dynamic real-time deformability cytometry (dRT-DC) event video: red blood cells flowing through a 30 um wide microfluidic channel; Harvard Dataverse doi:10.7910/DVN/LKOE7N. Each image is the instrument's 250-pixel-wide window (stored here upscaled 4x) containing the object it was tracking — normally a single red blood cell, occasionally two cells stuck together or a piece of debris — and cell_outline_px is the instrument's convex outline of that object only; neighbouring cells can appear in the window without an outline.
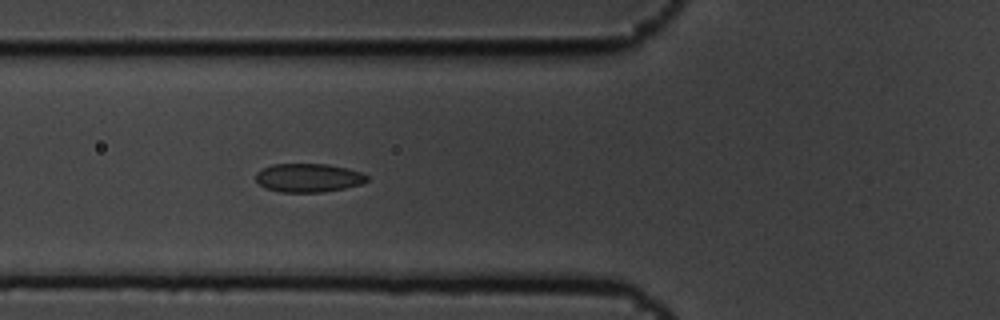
{"species": "common noctule bat (a hibernating species)", "species_latin": "Nyctalus noctula", "temperature_condition": "cold", "stored_images_in_passage": 6, "camera_frame_rate_fps": 3000, "um_per_image_px": 0.085, "animal": {"sex": "male", "body_mass_g": 19.5, "forearm_length_mm": 54.6}, "frame": {"image": 1, "passage_image": 6, "time_ms": 1.667, "image_size_px": [1000, 320], "cell_outline_px": [[368, 180], [360, 184], [344, 188], [324, 192], [280, 192], [264, 188], [256, 180], [256, 172], [272, 164], [328, 164], [348, 168], [360, 172], [368, 176]], "centroid_in_image_um": [26.2, 15.11], "position_along_channel_um": 99.6, "area_um2": 18.55}}